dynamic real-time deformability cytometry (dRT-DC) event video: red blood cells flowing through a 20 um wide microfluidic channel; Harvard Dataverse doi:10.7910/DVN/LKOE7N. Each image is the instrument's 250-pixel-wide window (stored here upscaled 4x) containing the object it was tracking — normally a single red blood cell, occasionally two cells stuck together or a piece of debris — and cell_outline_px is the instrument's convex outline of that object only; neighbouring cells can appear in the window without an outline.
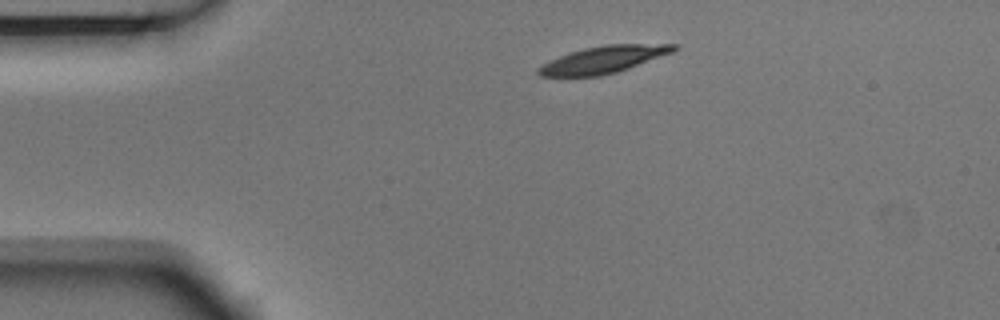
{"species": "Egyptian fruit bat (a non-hibernating species)", "species_latin": "Rousettus aegyptiacus", "temperature_condition": "room temperature", "stored_images_in_passage": 3, "camera_frame_rate_fps": 3000, "um_per_image_px": 0.085, "animal": {"sex": "male"}, "frame": {"image": 1, "passage_image": 1, "time_ms": 0.0, "image_size_px": [1000, 320], "cell_outline_px": [[680, 48], [672, 52], [628, 68], [616, 72], [600, 76], [540, 76], [536, 72], [536, 68], [560, 56], [584, 48], [604, 44], [680, 44]], "centroid_in_image_um": [51.32, 5.05], "position_along_channel_um": 33.7, "area_um2": 21.1}}
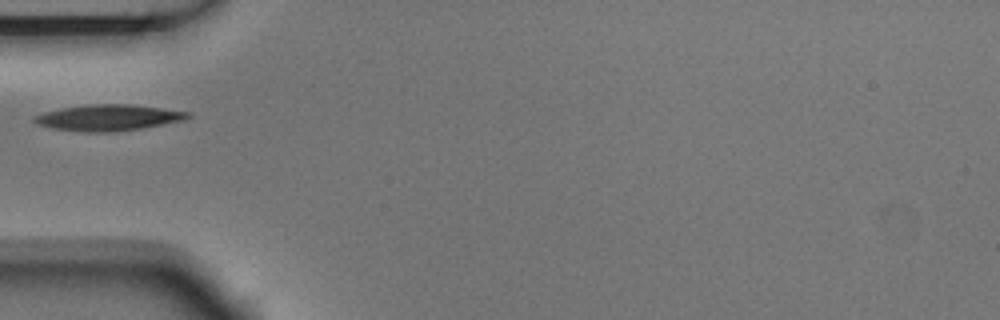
{"frame": {"image": 2, "passage_image": 3, "time_ms": 0.667, "image_size_px": [1000, 320], "cell_outline_px": [[192, 116], [184, 120], [140, 128], [112, 132], [84, 132], [52, 128], [36, 124], [32, 120], [32, 116], [44, 112], [60, 108], [88, 104], [132, 104], [192, 112]], "centroid_in_image_um": [9.18, 9.99], "position_along_channel_um": 75.8, "area_um2": 23.47}}